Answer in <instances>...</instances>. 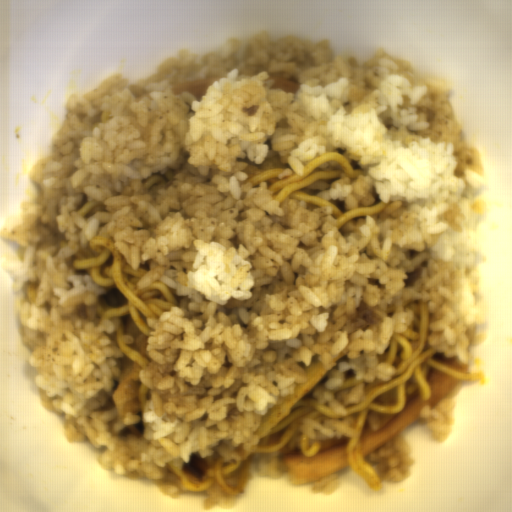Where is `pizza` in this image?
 Instances as JSON below:
<instances>
[{"mask_svg": "<svg viewBox=\"0 0 512 512\" xmlns=\"http://www.w3.org/2000/svg\"><path fill=\"white\" fill-rule=\"evenodd\" d=\"M460 380L459 377L430 368L426 375L431 390L430 398H422L413 392L407 396L400 412L366 411L357 442L362 459L370 457L371 450H377L398 434L401 435L421 417V409L426 404H429L430 409H435L440 400L451 395Z\"/></svg>", "mask_w": 512, "mask_h": 512, "instance_id": "dd6c1bee", "label": "pizza"}, {"mask_svg": "<svg viewBox=\"0 0 512 512\" xmlns=\"http://www.w3.org/2000/svg\"><path fill=\"white\" fill-rule=\"evenodd\" d=\"M303 434L298 430L278 450L280 459L289 469L284 474L294 487L314 483L351 466L347 452L349 438L320 439L317 454L308 457L299 450Z\"/></svg>", "mask_w": 512, "mask_h": 512, "instance_id": "d2c48207", "label": "pizza"}, {"mask_svg": "<svg viewBox=\"0 0 512 512\" xmlns=\"http://www.w3.org/2000/svg\"><path fill=\"white\" fill-rule=\"evenodd\" d=\"M221 78L222 76L198 81L177 83L173 85V92L177 95L180 93H191L194 98L200 100L205 96L210 87L220 81Z\"/></svg>", "mask_w": 512, "mask_h": 512, "instance_id": "a15fb73a", "label": "pizza"}, {"mask_svg": "<svg viewBox=\"0 0 512 512\" xmlns=\"http://www.w3.org/2000/svg\"><path fill=\"white\" fill-rule=\"evenodd\" d=\"M432 359L462 373H468L469 365L468 362H462L457 356L450 358L444 355L443 352H433Z\"/></svg>", "mask_w": 512, "mask_h": 512, "instance_id": "a6f56289", "label": "pizza"}, {"mask_svg": "<svg viewBox=\"0 0 512 512\" xmlns=\"http://www.w3.org/2000/svg\"><path fill=\"white\" fill-rule=\"evenodd\" d=\"M272 90H284L286 93L296 92L300 84L285 78H273Z\"/></svg>", "mask_w": 512, "mask_h": 512, "instance_id": "a430de27", "label": "pizza"}]
</instances>
